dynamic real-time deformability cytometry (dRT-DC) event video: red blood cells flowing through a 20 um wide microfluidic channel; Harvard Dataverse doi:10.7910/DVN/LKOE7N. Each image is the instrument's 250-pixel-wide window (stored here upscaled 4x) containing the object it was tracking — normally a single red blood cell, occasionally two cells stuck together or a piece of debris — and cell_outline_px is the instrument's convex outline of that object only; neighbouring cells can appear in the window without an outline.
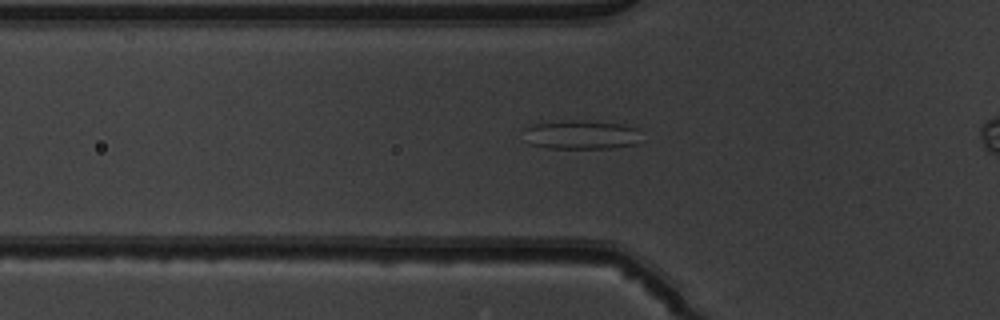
{"species": "common noctule bat (a hibernating species)", "species_latin": "Nyctalus noctula", "temperature_condition": "warm", "stored_images_in_passage": 44, "camera_frame_rate_fps": 3000, "um_per_image_px": 0.085, "animal": {"sex": "male", "body_mass_g": 19.5, "forearm_length_mm": 54.6}, "frame": {"image": 1, "passage_image": 17, "time_ms": 5.333, "image_size_px": [1000, 320], "cell_outline_px": [[636, 144], [612, 148], [548, 148], [528, 144], [524, 140], [524, 128], [532, 124], [572, 120], [624, 124], [636, 128]], "centroid_in_image_um": [49.29, 11.46], "position_along_channel_um": 76.5, "area_um2": 19.65}}
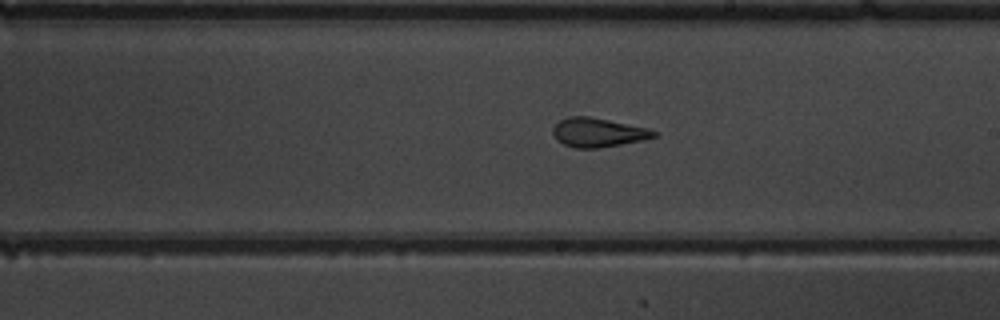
{"frame": {"image": 2, "passage_image": 29, "time_ms": 9.333, "image_size_px": [1000, 320], "cell_outline_px": [[656, 136], [644, 140], [600, 148], [572, 148], [556, 140], [552, 132], [552, 128], [560, 120], [568, 116], [588, 116], [648, 128], [656, 132]], "centroid_in_image_um": [50.8, 11.27], "position_along_channel_um": 238.2, "area_um2": 17.11}}
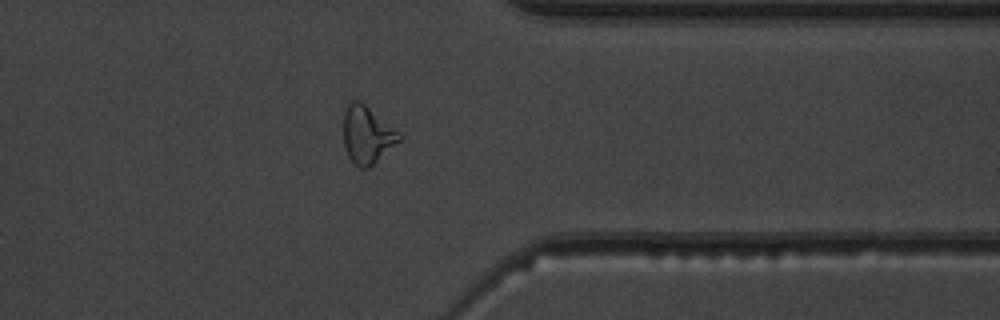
{"frame": {"image": 3, "passage_image": 40, "time_ms": 13.0, "image_size_px": [1000, 320], "cell_outline_px": [[404, 136], [400, 140], [368, 168], [360, 168], [348, 156], [344, 144], [344, 112], [348, 104], [352, 100], [360, 100], [400, 132]], "centroid_in_image_um": [31.21, 11.43], "position_along_channel_um": 380.2, "area_um2": 18.44}}